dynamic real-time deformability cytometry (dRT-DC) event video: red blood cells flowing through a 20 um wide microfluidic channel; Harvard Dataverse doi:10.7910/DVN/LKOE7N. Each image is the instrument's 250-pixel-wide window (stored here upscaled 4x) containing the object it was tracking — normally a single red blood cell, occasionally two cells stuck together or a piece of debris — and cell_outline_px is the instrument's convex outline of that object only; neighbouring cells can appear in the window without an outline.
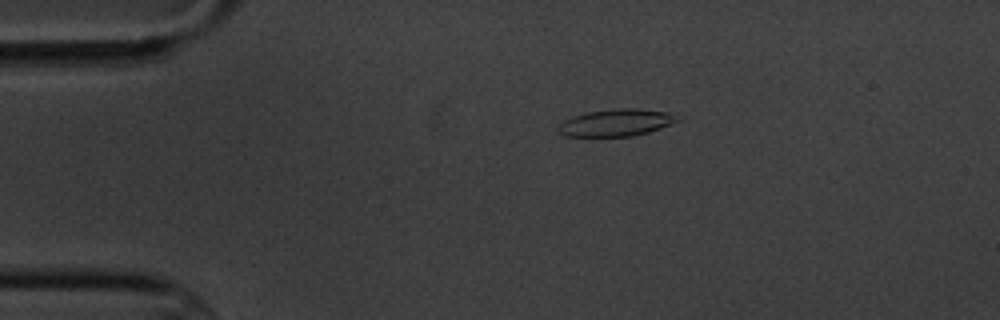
{"species": "common noctule bat (a hibernating species)", "species_latin": "Nyctalus noctula", "temperature_condition": "cold", "stored_images_in_passage": 6, "camera_frame_rate_fps": 3000, "um_per_image_px": 0.085, "animal": {"sex": "male", "body_mass_g": 20.1, "forearm_length_mm": 53.5}, "frame": {"image": 1, "passage_image": 2, "time_ms": 1.333, "image_size_px": [1000, 320], "cell_outline_px": [[684, 116], [680, 120], [660, 128], [648, 132], [632, 136], [564, 136], [556, 132], [556, 128], [564, 120], [572, 116], [588, 112], [620, 108], [636, 108], [668, 112]], "centroid_in_image_um": [52.39, 10.42], "position_along_channel_um": 32.6, "area_um2": 18.96}}
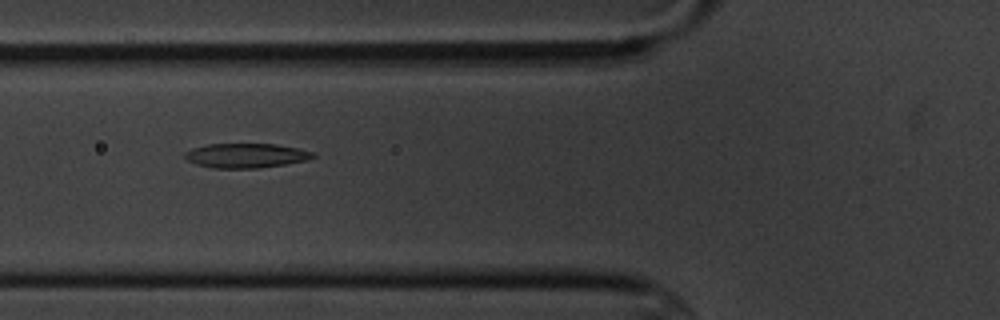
{"frame": {"image": 2, "passage_image": 5, "time_ms": 4.667, "image_size_px": [1000, 320], "cell_outline_px": [[316, 156], [308, 160], [284, 164], [256, 168], [212, 168], [196, 164], [188, 160], [184, 156], [184, 152], [192, 148], [204, 144], [276, 144], [300, 148], [312, 152]], "centroid_in_image_um": [20.89, 13.21], "position_along_channel_um": 104.9, "area_um2": 18.32}}
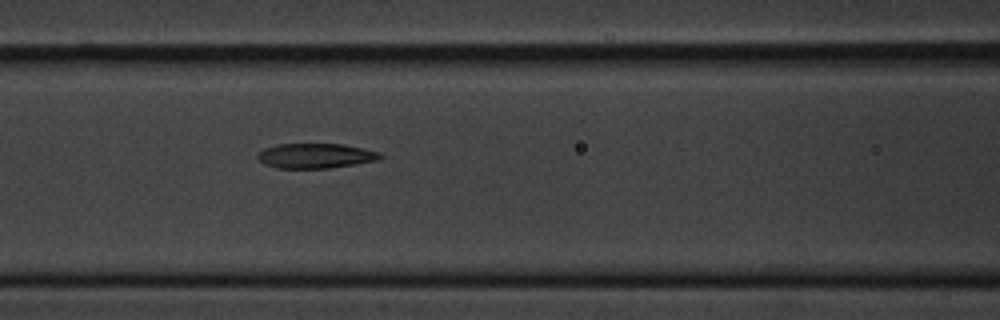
{"frame": {"image": 3, "passage_image": 6, "time_ms": 5.667, "image_size_px": [1000, 320], "cell_outline_px": [[384, 156], [376, 160], [356, 164], [328, 168], [276, 168], [264, 164], [256, 156], [256, 152], [264, 148], [276, 144], [344, 144], [364, 148], [380, 152]], "centroid_in_image_um": [26.8, 13.24], "position_along_channel_um": 139.8, "area_um2": 17.92}}